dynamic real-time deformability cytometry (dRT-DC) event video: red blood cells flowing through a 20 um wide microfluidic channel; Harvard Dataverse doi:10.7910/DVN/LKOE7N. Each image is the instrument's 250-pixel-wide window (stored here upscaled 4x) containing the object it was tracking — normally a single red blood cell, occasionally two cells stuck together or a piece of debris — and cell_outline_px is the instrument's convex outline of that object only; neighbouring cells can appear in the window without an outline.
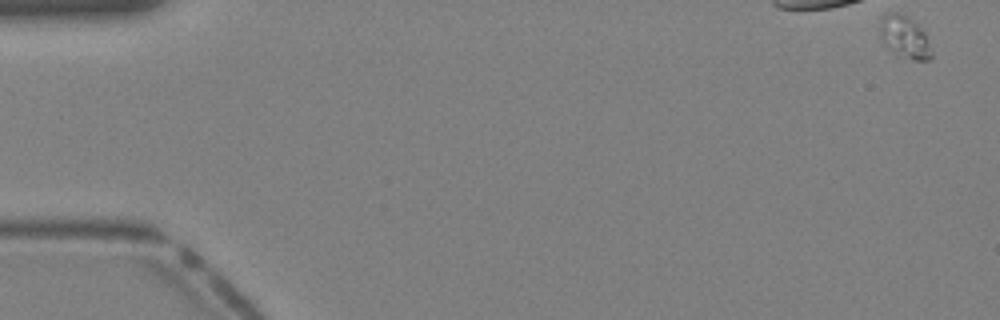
{"species": "Egyptian fruit bat (a non-hibernating species)", "species_latin": "Rousettus aegyptiacus", "temperature_condition": "warm", "stored_images_in_passage": 3, "camera_frame_rate_fps": 3000, "um_per_image_px": 0.085, "animal": {"sex": "female"}, "frame": {"image": 1, "passage_image": 1, "time_ms": 0.0, "image_size_px": [1000, 320], "cell_outline_px": [[932, 56], [928, 60], [912, 60], [888, 48], [884, 44], [880, 36], [880, 24], [884, 16], [888, 12], [896, 12], [908, 16], [924, 28], [932, 52]], "centroid_in_image_um": [76.93, 3.12], "position_along_channel_um": 8.1, "area_um2": 12.72}}